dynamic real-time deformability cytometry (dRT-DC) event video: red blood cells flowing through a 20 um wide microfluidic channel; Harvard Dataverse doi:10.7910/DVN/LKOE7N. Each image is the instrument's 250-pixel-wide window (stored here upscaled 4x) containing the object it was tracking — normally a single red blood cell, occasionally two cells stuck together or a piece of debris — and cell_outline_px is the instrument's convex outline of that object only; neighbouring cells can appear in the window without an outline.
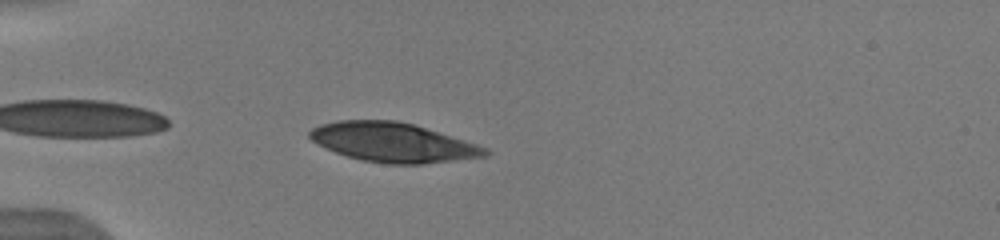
{"species": "human", "species_latin": "Homo sapiens", "temperature_condition": "warm", "stored_images_in_passage": 35, "camera_frame_rate_fps": 3000, "um_per_image_px": 0.085, "donor": {"sex": "male"}, "frame": {"image": 1, "passage_image": 2, "time_ms": 0.333, "image_size_px": [1000, 240], "cell_outline_px": [[492, 152], [488, 156], [424, 164], [388, 164], [364, 160], [348, 156], [336, 152], [312, 140], [308, 136], [308, 132], [312, 128], [320, 124], [336, 120], [396, 120], [412, 124], [464, 140], [488, 148]], "centroid_in_image_um": [33.42, 12.1], "position_along_channel_um": 51.6, "area_um2": 39.94}}
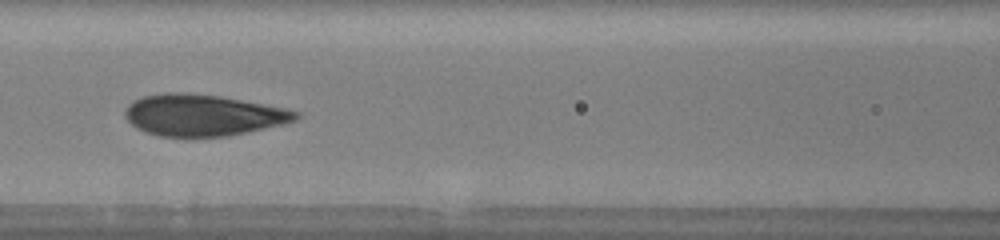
{"frame": {"image": 2, "passage_image": 11, "time_ms": 3.333, "image_size_px": [1000, 240], "cell_outline_px": [[300, 116], [296, 120], [284, 124], [248, 132], [228, 136], [160, 136], [144, 132], [136, 128], [124, 116], [124, 112], [128, 104], [132, 100], [144, 96], [168, 92], [188, 92], [220, 96], [288, 108], [300, 112]], "centroid_in_image_um": [17.26, 9.78], "position_along_channel_um": 149.3, "area_um2": 41.5}}
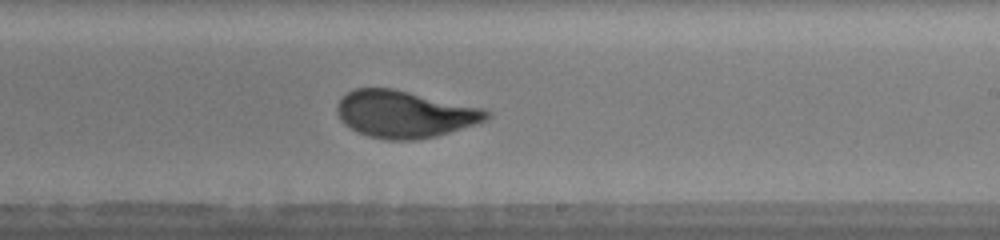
{"frame": {"image": 3, "passage_image": 19, "time_ms": 6.0, "image_size_px": [1000, 240], "cell_outline_px": [[492, 116], [476, 124], [436, 136], [412, 140], [388, 140], [368, 136], [344, 124], [340, 120], [336, 112], [336, 104], [348, 92], [356, 88], [392, 88], [488, 108], [492, 112]], "centroid_in_image_um": [34.44, 9.69], "position_along_channel_um": 254.6, "area_um2": 41.27}, "authors_computed_cell_mechanics": {"area_um2": 40.46, "velocity_mm_per_s": 3.9529, "shape_relaxation_time_tau1_ms": 5.2522, "shape_relaxation_time_tau2_ms": null, "deformation_change_tau1": 0.2079, "deformation_change_tau2": null}}